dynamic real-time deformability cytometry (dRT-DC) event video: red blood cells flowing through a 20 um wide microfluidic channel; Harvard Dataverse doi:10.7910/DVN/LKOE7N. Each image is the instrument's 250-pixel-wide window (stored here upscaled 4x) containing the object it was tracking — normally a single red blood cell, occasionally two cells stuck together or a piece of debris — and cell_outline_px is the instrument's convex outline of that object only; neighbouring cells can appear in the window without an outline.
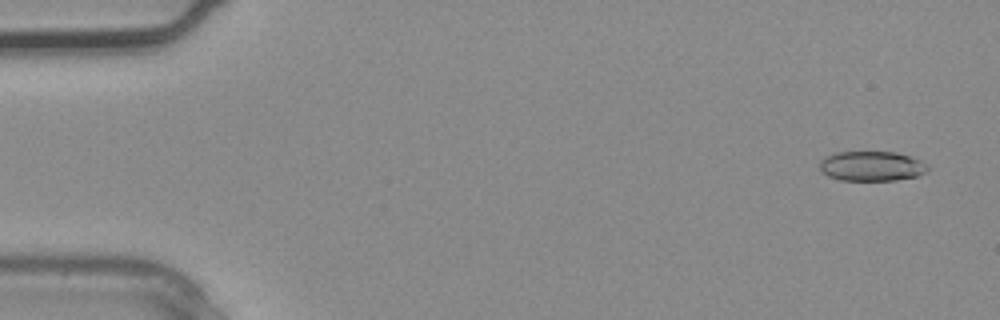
{"species": "common noctule bat (a hibernating species)", "species_latin": "Nyctalus noctula", "temperature_condition": "warm", "stored_images_in_passage": 3, "segment_of_instrument_passage": [1, 2], "camera_frame_rate_fps": 3000, "um_per_image_px": 0.085, "animal": {"sex": "male", "body_mass_g": 20.4}, "frame": {"image": 1, "passage_image": 1, "time_ms": 0.0, "image_size_px": [1000, 320], "cell_outline_px": [[928, 168], [924, 172], [916, 176], [896, 180], [840, 180], [828, 176], [820, 172], [820, 160], [836, 152], [896, 152], [920, 160]], "centroid_in_image_um": [74.04, 14.12], "position_along_channel_um": 11.0, "area_um2": 18.55}}